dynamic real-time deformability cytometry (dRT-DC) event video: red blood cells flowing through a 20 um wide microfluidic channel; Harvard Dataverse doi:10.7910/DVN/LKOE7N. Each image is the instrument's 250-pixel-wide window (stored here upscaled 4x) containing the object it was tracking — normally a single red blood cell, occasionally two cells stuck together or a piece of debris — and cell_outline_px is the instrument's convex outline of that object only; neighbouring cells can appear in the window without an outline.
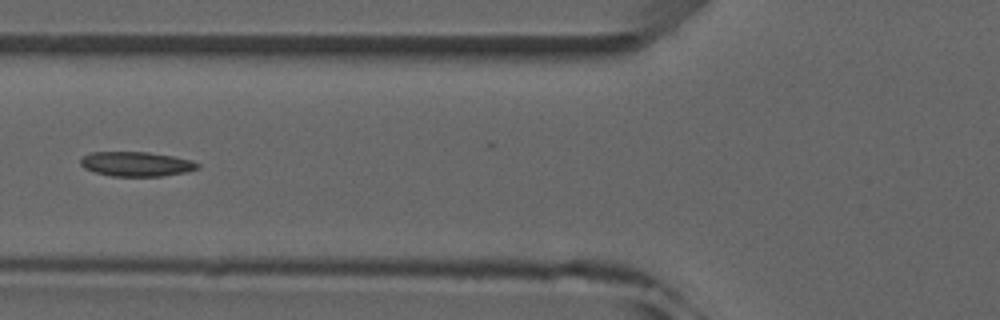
{"species": "common noctule bat (a hibernating species)", "species_latin": "Nyctalus noctula", "temperature_condition": "room temperature", "stored_images_in_passage": 6, "camera_frame_rate_fps": 3000, "um_per_image_px": 0.085, "animal": {"sex": "male", "forearm_length_mm": 52.5}, "frame": {"image": 1, "passage_image": 5, "time_ms": 4.667, "image_size_px": [1000, 320], "cell_outline_px": [[200, 168], [184, 172], [160, 176], [112, 176], [92, 172], [84, 168], [80, 164], [80, 160], [84, 156], [92, 152], [148, 152], [172, 156], [192, 160], [200, 164]], "centroid_in_image_um": [11.57, 13.94], "position_along_channel_um": 114.2, "area_um2": 16.76}}
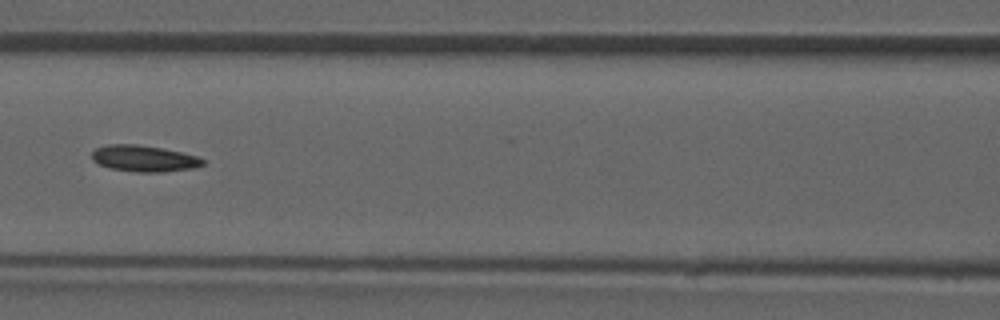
{"frame": {"image": 2, "passage_image": 6, "time_ms": 5.667, "image_size_px": [1000, 320], "cell_outline_px": [[208, 160], [204, 164], [196, 168], [160, 172], [136, 172], [108, 168], [92, 160], [92, 152], [96, 148], [108, 144], [136, 144], [160, 148], [200, 156]], "centroid_in_image_um": [12.29, 13.48], "position_along_channel_um": 154.3, "area_um2": 17.17}}